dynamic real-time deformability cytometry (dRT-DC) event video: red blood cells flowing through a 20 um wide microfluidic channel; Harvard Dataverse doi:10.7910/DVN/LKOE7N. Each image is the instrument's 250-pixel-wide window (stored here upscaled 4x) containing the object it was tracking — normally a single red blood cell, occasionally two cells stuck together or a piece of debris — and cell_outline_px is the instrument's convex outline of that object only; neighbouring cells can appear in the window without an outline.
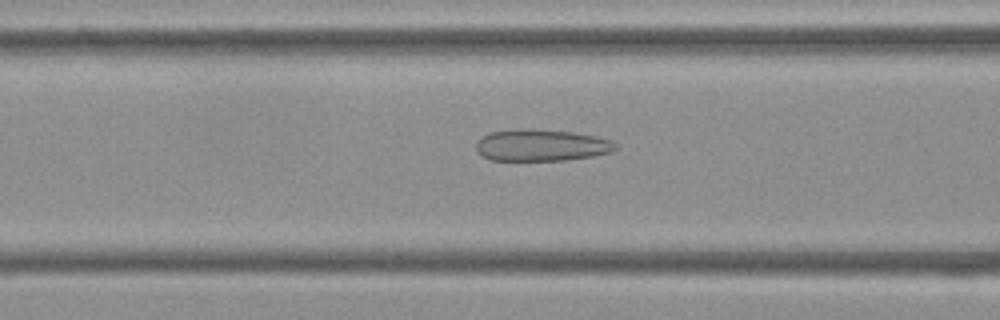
{"species": "Egyptian fruit bat (a non-hibernating species)", "species_latin": "Rousettus aegyptiacus", "temperature_condition": "cold", "stored_images_in_passage": 32, "camera_frame_rate_fps": 3000, "um_per_image_px": 0.085, "frame": {"image": 1, "passage_image": 6, "time_ms": 1.667, "image_size_px": [1000, 320], "cell_outline_px": [[616, 148], [612, 152], [592, 156], [564, 160], [488, 160], [480, 156], [476, 152], [476, 140], [480, 136], [492, 132], [516, 128], [520, 128], [572, 132], [596, 136], [612, 140], [616, 144]], "centroid_in_image_um": [45.95, 12.34], "position_along_channel_um": 120.6, "area_um2": 26.01}}
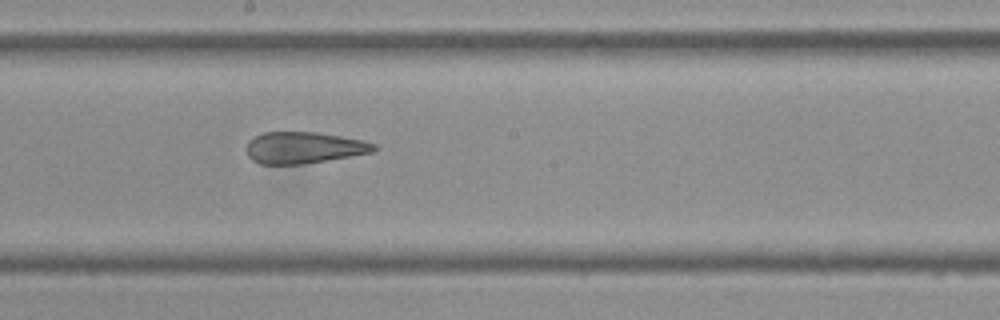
{"frame": {"image": 2, "passage_image": 14, "time_ms": 4.333, "image_size_px": [1000, 320], "cell_outline_px": [[376, 148], [372, 152], [300, 164], [260, 164], [252, 160], [248, 156], [244, 148], [248, 140], [252, 136], [264, 132], [316, 132], [364, 140], [376, 144]], "centroid_in_image_um": [25.74, 12.54], "position_along_channel_um": 222.5, "area_um2": 23.41}}
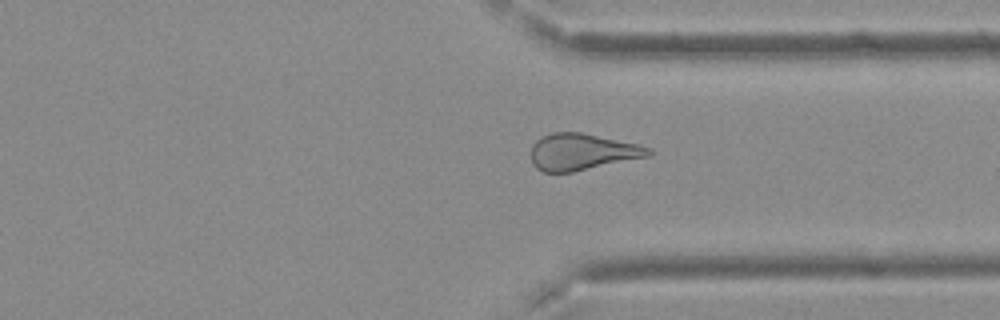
{"frame": {"image": 3, "passage_image": 25, "time_ms": 8.0, "image_size_px": [1000, 320], "cell_outline_px": [[652, 156], [572, 172], [544, 172], [536, 168], [532, 164], [532, 144], [536, 140], [552, 132], [580, 132], [640, 144], [652, 148]], "centroid_in_image_um": [49.52, 12.91], "position_along_channel_um": 361.9, "area_um2": 25.2}, "authors_computed_cell_mechanics": {"area_um2": 24.9696, "velocity_mm_per_s": 3.806, "shape_relaxation_time_tau1_ms": null, "shape_relaxation_time_tau2_ms": 2.6776, "deformation_change_tau1": null, "deformation_change_tau2": 0.1247}}